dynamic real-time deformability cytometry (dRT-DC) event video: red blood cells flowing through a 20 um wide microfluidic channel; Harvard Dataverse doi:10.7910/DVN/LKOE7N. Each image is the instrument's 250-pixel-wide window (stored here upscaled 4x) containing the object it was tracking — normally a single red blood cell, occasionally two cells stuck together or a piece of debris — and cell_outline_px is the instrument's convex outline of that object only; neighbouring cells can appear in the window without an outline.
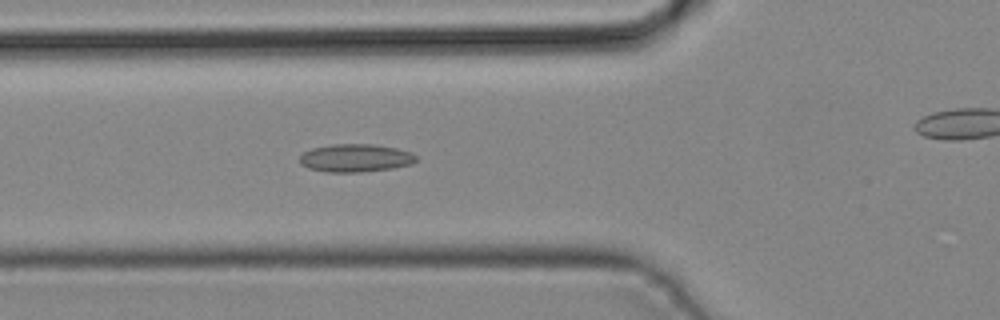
{"species": "common noctule bat (a hibernating species)", "species_latin": "Nyctalus noctula", "temperature_condition": "cold", "stored_images_in_passage": 35, "camera_frame_rate_fps": 3000, "um_per_image_px": 0.085, "animal": {"sex": "male", "body_mass_g": 19.2, "forearm_length_mm": 51.8}, "frame": {"image": 1, "passage_image": 7, "time_ms": 2.0, "image_size_px": [1000, 320], "cell_outline_px": [[416, 160], [412, 164], [392, 168], [360, 172], [328, 172], [308, 168], [300, 164], [300, 156], [304, 152], [312, 148], [332, 144], [372, 144], [396, 148], [412, 152], [416, 156]], "centroid_in_image_um": [30.21, 13.43], "position_along_channel_um": 95.6, "area_um2": 18.96}}
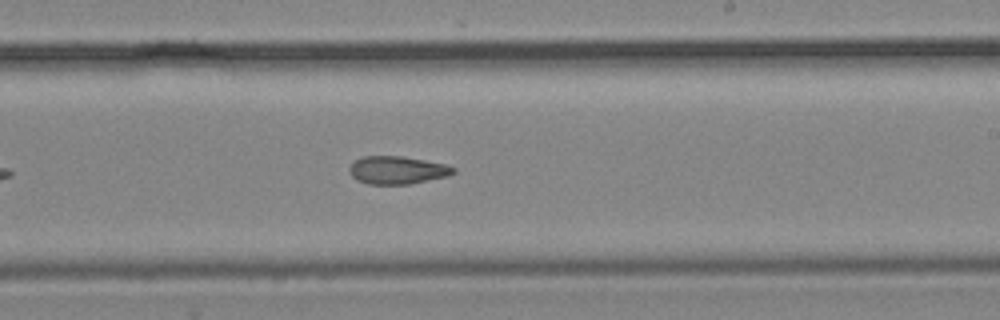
{"frame": {"image": 2, "passage_image": 17, "time_ms": 5.333, "image_size_px": [1000, 320], "cell_outline_px": [[456, 172], [448, 176], [408, 184], [368, 184], [356, 180], [348, 172], [348, 168], [352, 160], [364, 156], [400, 156], [424, 160], [444, 164], [456, 168]], "centroid_in_image_um": [33.71, 14.46], "position_along_channel_um": 255.3, "area_um2": 16.99}}
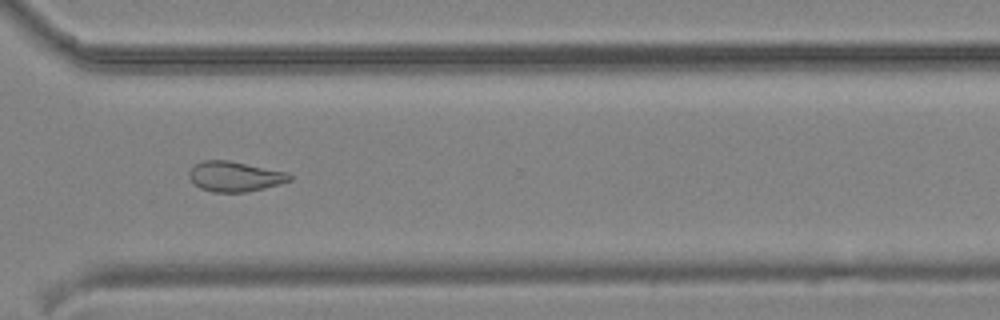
{"frame": {"image": 3, "passage_image": 23, "time_ms": 7.333, "image_size_px": [1000, 320], "cell_outline_px": [[292, 180], [280, 184], [264, 188], [244, 192], [212, 192], [200, 188], [188, 176], [188, 172], [200, 160], [228, 160], [288, 172], [292, 176]], "centroid_in_image_um": [19.97, 14.99], "position_along_channel_um": 350.6, "area_um2": 17.63}}